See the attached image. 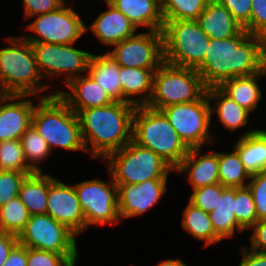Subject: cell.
Here are the masks:
<instances>
[{
	"label": "cell",
	"mask_w": 266,
	"mask_h": 266,
	"mask_svg": "<svg viewBox=\"0 0 266 266\" xmlns=\"http://www.w3.org/2000/svg\"><path fill=\"white\" fill-rule=\"evenodd\" d=\"M266 67L264 37L249 34L245 29L225 39L210 38L204 61L196 68L206 88L250 76Z\"/></svg>",
	"instance_id": "1"
},
{
	"label": "cell",
	"mask_w": 266,
	"mask_h": 266,
	"mask_svg": "<svg viewBox=\"0 0 266 266\" xmlns=\"http://www.w3.org/2000/svg\"><path fill=\"white\" fill-rule=\"evenodd\" d=\"M135 108L128 102L114 101L103 107L83 109L77 113L82 139L92 158L104 160L132 140Z\"/></svg>",
	"instance_id": "2"
},
{
	"label": "cell",
	"mask_w": 266,
	"mask_h": 266,
	"mask_svg": "<svg viewBox=\"0 0 266 266\" xmlns=\"http://www.w3.org/2000/svg\"><path fill=\"white\" fill-rule=\"evenodd\" d=\"M32 126L45 139L50 150L86 151L77 114L56 93L39 96Z\"/></svg>",
	"instance_id": "3"
},
{
	"label": "cell",
	"mask_w": 266,
	"mask_h": 266,
	"mask_svg": "<svg viewBox=\"0 0 266 266\" xmlns=\"http://www.w3.org/2000/svg\"><path fill=\"white\" fill-rule=\"evenodd\" d=\"M132 140L151 149L175 171L190 148L160 110L137 106L133 114Z\"/></svg>",
	"instance_id": "4"
},
{
	"label": "cell",
	"mask_w": 266,
	"mask_h": 266,
	"mask_svg": "<svg viewBox=\"0 0 266 266\" xmlns=\"http://www.w3.org/2000/svg\"><path fill=\"white\" fill-rule=\"evenodd\" d=\"M10 45L0 48L1 95H37L49 85L41 83L42 75L31 44L22 35L6 37Z\"/></svg>",
	"instance_id": "5"
},
{
	"label": "cell",
	"mask_w": 266,
	"mask_h": 266,
	"mask_svg": "<svg viewBox=\"0 0 266 266\" xmlns=\"http://www.w3.org/2000/svg\"><path fill=\"white\" fill-rule=\"evenodd\" d=\"M109 174L116 185L140 184L150 179H168L173 169L151 149L133 140L118 151L109 154Z\"/></svg>",
	"instance_id": "6"
},
{
	"label": "cell",
	"mask_w": 266,
	"mask_h": 266,
	"mask_svg": "<svg viewBox=\"0 0 266 266\" xmlns=\"http://www.w3.org/2000/svg\"><path fill=\"white\" fill-rule=\"evenodd\" d=\"M206 89L196 69L164 61L153 74V93L147 106L161 111L171 105L193 102L199 100Z\"/></svg>",
	"instance_id": "7"
},
{
	"label": "cell",
	"mask_w": 266,
	"mask_h": 266,
	"mask_svg": "<svg viewBox=\"0 0 266 266\" xmlns=\"http://www.w3.org/2000/svg\"><path fill=\"white\" fill-rule=\"evenodd\" d=\"M162 33L165 62L196 69L204 61L210 37L196 20L164 21Z\"/></svg>",
	"instance_id": "8"
},
{
	"label": "cell",
	"mask_w": 266,
	"mask_h": 266,
	"mask_svg": "<svg viewBox=\"0 0 266 266\" xmlns=\"http://www.w3.org/2000/svg\"><path fill=\"white\" fill-rule=\"evenodd\" d=\"M161 111L189 148H202L205 144L214 143L215 134L211 135L209 129L213 122L206 93L199 100L171 105Z\"/></svg>",
	"instance_id": "9"
},
{
	"label": "cell",
	"mask_w": 266,
	"mask_h": 266,
	"mask_svg": "<svg viewBox=\"0 0 266 266\" xmlns=\"http://www.w3.org/2000/svg\"><path fill=\"white\" fill-rule=\"evenodd\" d=\"M66 3L57 10L36 15L27 25L35 35H23L29 43L76 44L75 42L89 31L73 7Z\"/></svg>",
	"instance_id": "10"
},
{
	"label": "cell",
	"mask_w": 266,
	"mask_h": 266,
	"mask_svg": "<svg viewBox=\"0 0 266 266\" xmlns=\"http://www.w3.org/2000/svg\"><path fill=\"white\" fill-rule=\"evenodd\" d=\"M76 233L49 214L31 215L18 235L20 245L62 255H78Z\"/></svg>",
	"instance_id": "11"
},
{
	"label": "cell",
	"mask_w": 266,
	"mask_h": 266,
	"mask_svg": "<svg viewBox=\"0 0 266 266\" xmlns=\"http://www.w3.org/2000/svg\"><path fill=\"white\" fill-rule=\"evenodd\" d=\"M74 187L84 214L86 228L90 225H114L121 221L117 185L112 176L109 183L92 179L74 184Z\"/></svg>",
	"instance_id": "12"
},
{
	"label": "cell",
	"mask_w": 266,
	"mask_h": 266,
	"mask_svg": "<svg viewBox=\"0 0 266 266\" xmlns=\"http://www.w3.org/2000/svg\"><path fill=\"white\" fill-rule=\"evenodd\" d=\"M30 44L43 78L66 74L63 81L67 85L72 79L88 72L92 53L75 48L74 44Z\"/></svg>",
	"instance_id": "13"
},
{
	"label": "cell",
	"mask_w": 266,
	"mask_h": 266,
	"mask_svg": "<svg viewBox=\"0 0 266 266\" xmlns=\"http://www.w3.org/2000/svg\"><path fill=\"white\" fill-rule=\"evenodd\" d=\"M140 32L113 45L107 53L122 67L158 69L164 62L162 31Z\"/></svg>",
	"instance_id": "14"
},
{
	"label": "cell",
	"mask_w": 266,
	"mask_h": 266,
	"mask_svg": "<svg viewBox=\"0 0 266 266\" xmlns=\"http://www.w3.org/2000/svg\"><path fill=\"white\" fill-rule=\"evenodd\" d=\"M167 179H150L140 184L117 185L120 220L139 216L151 209L167 192Z\"/></svg>",
	"instance_id": "15"
},
{
	"label": "cell",
	"mask_w": 266,
	"mask_h": 266,
	"mask_svg": "<svg viewBox=\"0 0 266 266\" xmlns=\"http://www.w3.org/2000/svg\"><path fill=\"white\" fill-rule=\"evenodd\" d=\"M46 214L68 226L77 235L86 229L74 184L68 185L56 179L49 186Z\"/></svg>",
	"instance_id": "16"
},
{
	"label": "cell",
	"mask_w": 266,
	"mask_h": 266,
	"mask_svg": "<svg viewBox=\"0 0 266 266\" xmlns=\"http://www.w3.org/2000/svg\"><path fill=\"white\" fill-rule=\"evenodd\" d=\"M26 97L29 95H0V142L20 139L32 125L36 105Z\"/></svg>",
	"instance_id": "17"
},
{
	"label": "cell",
	"mask_w": 266,
	"mask_h": 266,
	"mask_svg": "<svg viewBox=\"0 0 266 266\" xmlns=\"http://www.w3.org/2000/svg\"><path fill=\"white\" fill-rule=\"evenodd\" d=\"M67 87L70 92L56 90V93L76 114L83 109L103 107L114 102L88 73L72 79Z\"/></svg>",
	"instance_id": "18"
},
{
	"label": "cell",
	"mask_w": 266,
	"mask_h": 266,
	"mask_svg": "<svg viewBox=\"0 0 266 266\" xmlns=\"http://www.w3.org/2000/svg\"><path fill=\"white\" fill-rule=\"evenodd\" d=\"M201 150V148H190L188 154L176 168V171L185 174L193 190L220 183L218 152L211 150L208 154L202 155ZM199 153L201 154L200 156L198 155Z\"/></svg>",
	"instance_id": "19"
},
{
	"label": "cell",
	"mask_w": 266,
	"mask_h": 266,
	"mask_svg": "<svg viewBox=\"0 0 266 266\" xmlns=\"http://www.w3.org/2000/svg\"><path fill=\"white\" fill-rule=\"evenodd\" d=\"M108 10L98 15L90 25V31L103 44L113 46L135 35L136 26L118 9L105 0Z\"/></svg>",
	"instance_id": "20"
},
{
	"label": "cell",
	"mask_w": 266,
	"mask_h": 266,
	"mask_svg": "<svg viewBox=\"0 0 266 266\" xmlns=\"http://www.w3.org/2000/svg\"><path fill=\"white\" fill-rule=\"evenodd\" d=\"M208 37L225 39L241 33L244 28L231 12L216 0H210L196 19Z\"/></svg>",
	"instance_id": "21"
},
{
	"label": "cell",
	"mask_w": 266,
	"mask_h": 266,
	"mask_svg": "<svg viewBox=\"0 0 266 266\" xmlns=\"http://www.w3.org/2000/svg\"><path fill=\"white\" fill-rule=\"evenodd\" d=\"M156 70L120 66L122 102L136 107L148 105L153 93V74ZM136 95L140 98H132L137 97Z\"/></svg>",
	"instance_id": "22"
},
{
	"label": "cell",
	"mask_w": 266,
	"mask_h": 266,
	"mask_svg": "<svg viewBox=\"0 0 266 266\" xmlns=\"http://www.w3.org/2000/svg\"><path fill=\"white\" fill-rule=\"evenodd\" d=\"M135 26L163 31L164 20L160 0H107Z\"/></svg>",
	"instance_id": "23"
},
{
	"label": "cell",
	"mask_w": 266,
	"mask_h": 266,
	"mask_svg": "<svg viewBox=\"0 0 266 266\" xmlns=\"http://www.w3.org/2000/svg\"><path fill=\"white\" fill-rule=\"evenodd\" d=\"M233 147L250 175L266 171V134L262 129L247 131Z\"/></svg>",
	"instance_id": "24"
},
{
	"label": "cell",
	"mask_w": 266,
	"mask_h": 266,
	"mask_svg": "<svg viewBox=\"0 0 266 266\" xmlns=\"http://www.w3.org/2000/svg\"><path fill=\"white\" fill-rule=\"evenodd\" d=\"M206 95L210 102L211 116L216 112L220 120L219 122H221L225 128L230 131H235L248 124L250 112L239 106L219 87L207 88Z\"/></svg>",
	"instance_id": "25"
},
{
	"label": "cell",
	"mask_w": 266,
	"mask_h": 266,
	"mask_svg": "<svg viewBox=\"0 0 266 266\" xmlns=\"http://www.w3.org/2000/svg\"><path fill=\"white\" fill-rule=\"evenodd\" d=\"M262 76H266V67L261 72L250 76L231 78L223 82L219 88L239 106L251 113L258 107L263 94L257 84L258 78Z\"/></svg>",
	"instance_id": "26"
},
{
	"label": "cell",
	"mask_w": 266,
	"mask_h": 266,
	"mask_svg": "<svg viewBox=\"0 0 266 266\" xmlns=\"http://www.w3.org/2000/svg\"><path fill=\"white\" fill-rule=\"evenodd\" d=\"M102 87L113 101L122 102L120 65L108 53L92 54L87 72Z\"/></svg>",
	"instance_id": "27"
},
{
	"label": "cell",
	"mask_w": 266,
	"mask_h": 266,
	"mask_svg": "<svg viewBox=\"0 0 266 266\" xmlns=\"http://www.w3.org/2000/svg\"><path fill=\"white\" fill-rule=\"evenodd\" d=\"M56 179L42 172L28 175L21 183L18 197L30 215L46 214L49 186Z\"/></svg>",
	"instance_id": "28"
},
{
	"label": "cell",
	"mask_w": 266,
	"mask_h": 266,
	"mask_svg": "<svg viewBox=\"0 0 266 266\" xmlns=\"http://www.w3.org/2000/svg\"><path fill=\"white\" fill-rule=\"evenodd\" d=\"M234 210L235 188L227 187L221 196H218L216 208L209 213L213 229L221 239L233 237L236 229L239 232L244 231L237 223Z\"/></svg>",
	"instance_id": "29"
},
{
	"label": "cell",
	"mask_w": 266,
	"mask_h": 266,
	"mask_svg": "<svg viewBox=\"0 0 266 266\" xmlns=\"http://www.w3.org/2000/svg\"><path fill=\"white\" fill-rule=\"evenodd\" d=\"M182 228L194 238L205 241V247L222 241L213 229L209 213L189 201L183 211Z\"/></svg>",
	"instance_id": "30"
},
{
	"label": "cell",
	"mask_w": 266,
	"mask_h": 266,
	"mask_svg": "<svg viewBox=\"0 0 266 266\" xmlns=\"http://www.w3.org/2000/svg\"><path fill=\"white\" fill-rule=\"evenodd\" d=\"M218 172L220 183L230 188L247 187L251 177L235 150L218 152Z\"/></svg>",
	"instance_id": "31"
},
{
	"label": "cell",
	"mask_w": 266,
	"mask_h": 266,
	"mask_svg": "<svg viewBox=\"0 0 266 266\" xmlns=\"http://www.w3.org/2000/svg\"><path fill=\"white\" fill-rule=\"evenodd\" d=\"M23 154L28 167L34 173H42L41 163L52 152L45 139L31 125L20 138ZM30 161V162H29Z\"/></svg>",
	"instance_id": "32"
},
{
	"label": "cell",
	"mask_w": 266,
	"mask_h": 266,
	"mask_svg": "<svg viewBox=\"0 0 266 266\" xmlns=\"http://www.w3.org/2000/svg\"><path fill=\"white\" fill-rule=\"evenodd\" d=\"M164 21L196 20L210 0H160Z\"/></svg>",
	"instance_id": "33"
},
{
	"label": "cell",
	"mask_w": 266,
	"mask_h": 266,
	"mask_svg": "<svg viewBox=\"0 0 266 266\" xmlns=\"http://www.w3.org/2000/svg\"><path fill=\"white\" fill-rule=\"evenodd\" d=\"M30 216L19 197H15L0 207V232L18 236L24 230Z\"/></svg>",
	"instance_id": "34"
},
{
	"label": "cell",
	"mask_w": 266,
	"mask_h": 266,
	"mask_svg": "<svg viewBox=\"0 0 266 266\" xmlns=\"http://www.w3.org/2000/svg\"><path fill=\"white\" fill-rule=\"evenodd\" d=\"M0 170L33 172L26 163L20 139L0 142Z\"/></svg>",
	"instance_id": "35"
},
{
	"label": "cell",
	"mask_w": 266,
	"mask_h": 266,
	"mask_svg": "<svg viewBox=\"0 0 266 266\" xmlns=\"http://www.w3.org/2000/svg\"><path fill=\"white\" fill-rule=\"evenodd\" d=\"M235 218L244 229L251 228L257 221L253 196L248 187L235 188Z\"/></svg>",
	"instance_id": "36"
},
{
	"label": "cell",
	"mask_w": 266,
	"mask_h": 266,
	"mask_svg": "<svg viewBox=\"0 0 266 266\" xmlns=\"http://www.w3.org/2000/svg\"><path fill=\"white\" fill-rule=\"evenodd\" d=\"M77 256L27 248V266H76Z\"/></svg>",
	"instance_id": "37"
},
{
	"label": "cell",
	"mask_w": 266,
	"mask_h": 266,
	"mask_svg": "<svg viewBox=\"0 0 266 266\" xmlns=\"http://www.w3.org/2000/svg\"><path fill=\"white\" fill-rule=\"evenodd\" d=\"M226 188L221 183H217L194 189L189 202L204 212L210 213L216 208L218 196H221Z\"/></svg>",
	"instance_id": "38"
},
{
	"label": "cell",
	"mask_w": 266,
	"mask_h": 266,
	"mask_svg": "<svg viewBox=\"0 0 266 266\" xmlns=\"http://www.w3.org/2000/svg\"><path fill=\"white\" fill-rule=\"evenodd\" d=\"M34 172H12L0 170V207L18 196L21 183Z\"/></svg>",
	"instance_id": "39"
},
{
	"label": "cell",
	"mask_w": 266,
	"mask_h": 266,
	"mask_svg": "<svg viewBox=\"0 0 266 266\" xmlns=\"http://www.w3.org/2000/svg\"><path fill=\"white\" fill-rule=\"evenodd\" d=\"M247 187L253 196L257 221L266 218V171L251 175Z\"/></svg>",
	"instance_id": "40"
},
{
	"label": "cell",
	"mask_w": 266,
	"mask_h": 266,
	"mask_svg": "<svg viewBox=\"0 0 266 266\" xmlns=\"http://www.w3.org/2000/svg\"><path fill=\"white\" fill-rule=\"evenodd\" d=\"M249 34L266 37V0H251Z\"/></svg>",
	"instance_id": "41"
},
{
	"label": "cell",
	"mask_w": 266,
	"mask_h": 266,
	"mask_svg": "<svg viewBox=\"0 0 266 266\" xmlns=\"http://www.w3.org/2000/svg\"><path fill=\"white\" fill-rule=\"evenodd\" d=\"M227 8L240 25L249 33L251 0H216Z\"/></svg>",
	"instance_id": "42"
},
{
	"label": "cell",
	"mask_w": 266,
	"mask_h": 266,
	"mask_svg": "<svg viewBox=\"0 0 266 266\" xmlns=\"http://www.w3.org/2000/svg\"><path fill=\"white\" fill-rule=\"evenodd\" d=\"M26 19L57 10L64 3L61 0H23Z\"/></svg>",
	"instance_id": "43"
},
{
	"label": "cell",
	"mask_w": 266,
	"mask_h": 266,
	"mask_svg": "<svg viewBox=\"0 0 266 266\" xmlns=\"http://www.w3.org/2000/svg\"><path fill=\"white\" fill-rule=\"evenodd\" d=\"M251 230L253 233L250 237L251 247L249 248L266 252V218L256 221Z\"/></svg>",
	"instance_id": "44"
},
{
	"label": "cell",
	"mask_w": 266,
	"mask_h": 266,
	"mask_svg": "<svg viewBox=\"0 0 266 266\" xmlns=\"http://www.w3.org/2000/svg\"><path fill=\"white\" fill-rule=\"evenodd\" d=\"M242 261L239 266H266V252L241 247Z\"/></svg>",
	"instance_id": "45"
},
{
	"label": "cell",
	"mask_w": 266,
	"mask_h": 266,
	"mask_svg": "<svg viewBox=\"0 0 266 266\" xmlns=\"http://www.w3.org/2000/svg\"><path fill=\"white\" fill-rule=\"evenodd\" d=\"M18 243V236L0 232V266L5 264L10 252Z\"/></svg>",
	"instance_id": "46"
},
{
	"label": "cell",
	"mask_w": 266,
	"mask_h": 266,
	"mask_svg": "<svg viewBox=\"0 0 266 266\" xmlns=\"http://www.w3.org/2000/svg\"><path fill=\"white\" fill-rule=\"evenodd\" d=\"M3 266H27V247L18 243L10 252Z\"/></svg>",
	"instance_id": "47"
},
{
	"label": "cell",
	"mask_w": 266,
	"mask_h": 266,
	"mask_svg": "<svg viewBox=\"0 0 266 266\" xmlns=\"http://www.w3.org/2000/svg\"><path fill=\"white\" fill-rule=\"evenodd\" d=\"M156 266H187L182 260L180 259H167L165 261L160 262Z\"/></svg>",
	"instance_id": "48"
}]
</instances>
